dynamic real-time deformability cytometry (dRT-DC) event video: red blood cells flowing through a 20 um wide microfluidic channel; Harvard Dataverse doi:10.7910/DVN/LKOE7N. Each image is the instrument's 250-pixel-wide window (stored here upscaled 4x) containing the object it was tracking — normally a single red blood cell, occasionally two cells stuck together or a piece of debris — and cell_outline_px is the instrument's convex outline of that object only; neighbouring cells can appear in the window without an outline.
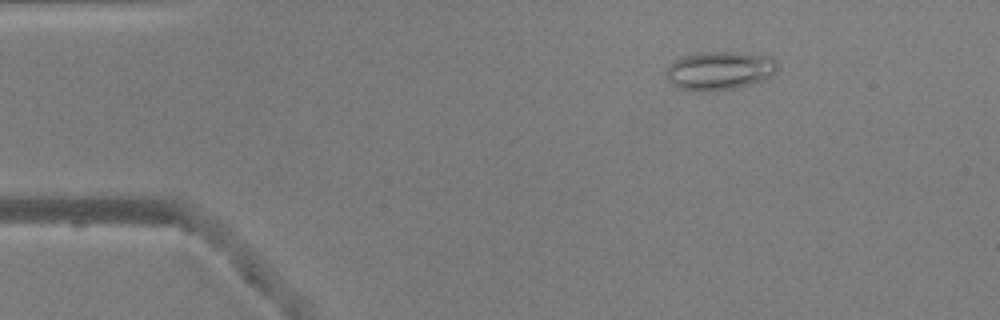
{"species": "common noctule bat (a hibernating species)", "species_latin": "Nyctalus noctula", "temperature_condition": "warm", "stored_images_in_passage": 52, "camera_frame_rate_fps": 3000, "um_per_image_px": 0.085, "animal": {"sex": "male", "body_mass_g": 20.5, "forearm_length_mm": 52.5}, "frame": {"image": 1, "passage_image": 8, "time_ms": 2.333, "image_size_px": [1000, 320], "cell_outline_px": [[780, 68], [776, 72], [764, 80], [736, 88], [708, 92], [700, 92], [680, 88], [672, 84], [664, 76], [664, 68], [676, 60], [684, 56], [696, 52], [740, 52], [772, 56], [776, 60]], "centroid_in_image_um": [61.17, 6.0], "position_along_channel_um": 23.8, "area_um2": 25.61}}
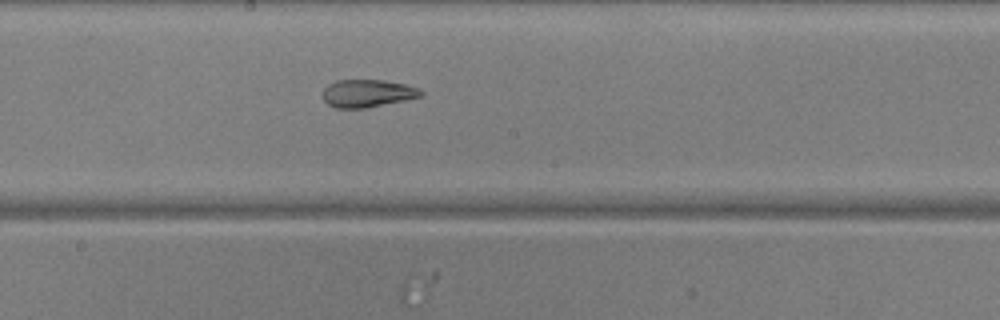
{"frame": {"image": 2, "passage_image": 28, "time_ms": 9.0, "image_size_px": [1000, 320], "cell_outline_px": [[424, 92], [420, 96], [404, 100], [364, 108], [336, 108], [328, 104], [324, 100], [324, 88], [328, 84], [336, 80], [384, 80], [404, 84], [420, 88]], "centroid_in_image_um": [31.22, 7.92], "position_along_channel_um": 217.0, "area_um2": 15.66}}
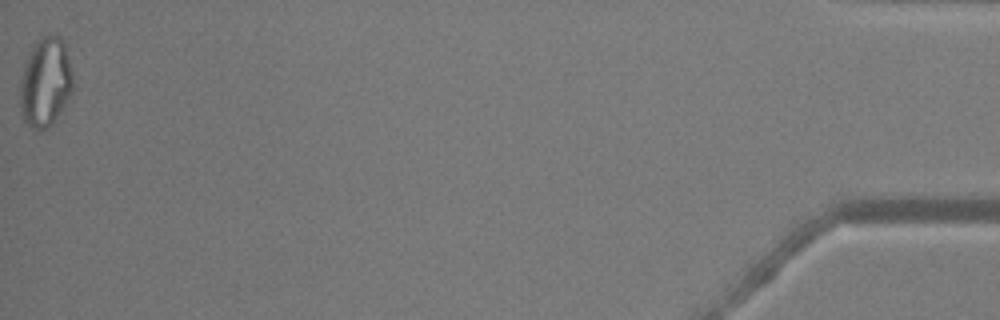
{"frame": {"image": 3, "passage_image": 52, "time_ms": 17.0, "image_size_px": [1000, 320], "cell_outline_px": [[72, 88], [64, 104], [52, 124], [48, 128], [32, 128], [24, 120], [20, 108], [20, 80], [24, 64], [32, 44], [40, 36], [60, 36], [64, 40], [72, 76]], "centroid_in_image_um": [3.83, 6.94], "position_along_channel_um": 431.4, "area_um2": 27.17}, "authors_computed_cell_mechanics": {"area_um2": 21.4727, "velocity_mm_per_s": 3.9438, "shape_relaxation_time_tau1_ms": null, "shape_relaxation_time_tau2_ms": 2.0171, "deformation_change_tau1": null, "deformation_change_tau2": 0.0916}}